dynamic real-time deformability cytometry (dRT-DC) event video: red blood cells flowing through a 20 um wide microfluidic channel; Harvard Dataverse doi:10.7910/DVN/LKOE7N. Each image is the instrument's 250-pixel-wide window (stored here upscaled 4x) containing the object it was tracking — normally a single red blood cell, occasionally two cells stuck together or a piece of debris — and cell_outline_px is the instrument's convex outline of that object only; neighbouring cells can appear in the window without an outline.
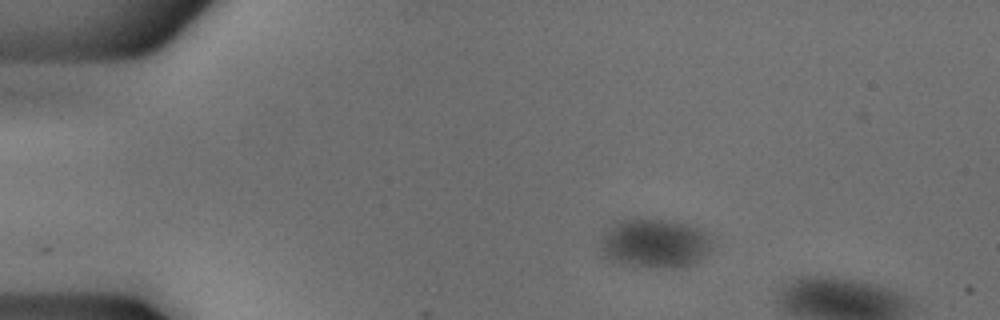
{"species": "common noctule bat (a hibernating species)", "species_latin": "Nyctalus noctula", "temperature_condition": "cold", "stored_images_in_passage": 6, "camera_frame_rate_fps": 3000, "um_per_image_px": 0.085, "animal": {"sex": "male", "body_mass_g": 18.8}, "frame": {"image": 1, "passage_image": 1, "time_ms": 0.0, "image_size_px": [1000, 320], "cell_outline_px": [[720, 236], [716, 244], [700, 260], [684, 268], [664, 268], [620, 264], [600, 256], [600, 240], [612, 220], [668, 220], [688, 224], [704, 228]], "centroid_in_image_um": [55.76, 20.68], "position_along_channel_um": 29.2, "area_um2": 33.47}}